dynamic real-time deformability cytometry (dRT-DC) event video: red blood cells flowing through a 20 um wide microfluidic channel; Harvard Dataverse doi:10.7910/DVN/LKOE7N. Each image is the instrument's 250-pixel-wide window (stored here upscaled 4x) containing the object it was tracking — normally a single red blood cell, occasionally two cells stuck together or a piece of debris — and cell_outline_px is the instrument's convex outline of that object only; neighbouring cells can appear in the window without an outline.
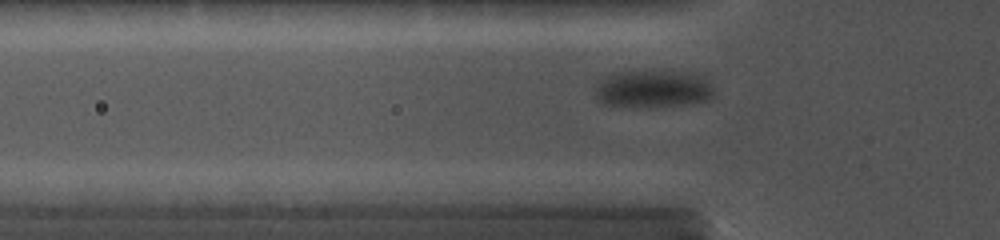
{"species": "common noctule bat (a hibernating species)", "species_latin": "Nyctalus noctula", "temperature_condition": "cold", "stored_images_in_passage": 47, "camera_frame_rate_fps": 5000, "um_per_image_px": 0.085, "animal": {"sex": "female", "body_mass_g": 19.0, "forearm_length_mm": 56.7}, "frame": {"image": 1, "passage_image": 13, "time_ms": 3.8, "image_size_px": [1000, 240], "cell_outline_px": [[716, 92], [708, 100], [684, 104], [648, 108], [604, 104], [596, 100], [592, 92], [596, 80], [612, 72], [672, 68], [708, 72]], "centroid_in_image_um": [55.58, 7.47], "position_along_channel_um": 70.2, "area_um2": 28.61}}
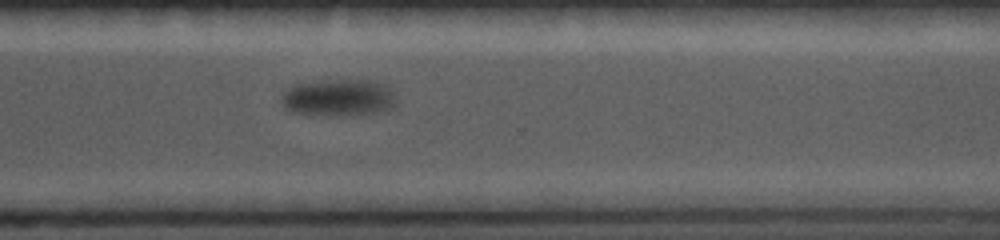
{"frame": {"image": 2, "passage_image": 39, "time_ms": 11.6, "image_size_px": [1000, 240], "cell_outline_px": [[396, 100], [384, 112], [336, 116], [332, 116], [292, 112], [284, 108], [280, 104], [280, 96], [288, 88], [296, 84], [328, 80], [368, 80], [392, 88]], "centroid_in_image_um": [28.73, 8.31], "position_along_channel_um": 341.9, "area_um2": 24.8}}
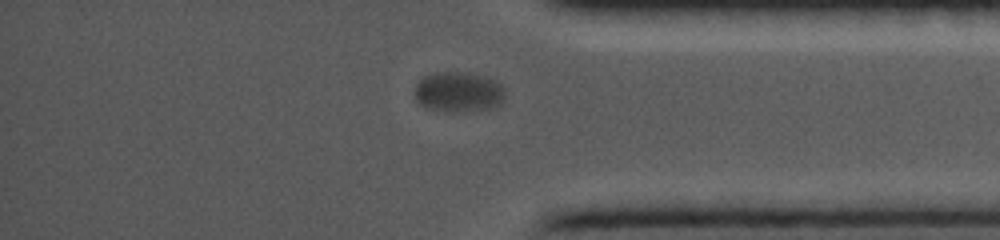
{"frame": {"image": 3, "passage_image": 44, "time_ms": 13.2, "image_size_px": [1000, 240], "cell_outline_px": [[504, 96], [500, 104], [492, 108], [460, 112], [444, 112], [428, 108], [420, 104], [416, 100], [416, 84], [424, 76], [436, 72], [464, 72], [484, 76], [496, 80], [504, 88]], "centroid_in_image_um": [38.98, 7.82], "position_along_channel_um": 396.2, "area_um2": 21.27}}